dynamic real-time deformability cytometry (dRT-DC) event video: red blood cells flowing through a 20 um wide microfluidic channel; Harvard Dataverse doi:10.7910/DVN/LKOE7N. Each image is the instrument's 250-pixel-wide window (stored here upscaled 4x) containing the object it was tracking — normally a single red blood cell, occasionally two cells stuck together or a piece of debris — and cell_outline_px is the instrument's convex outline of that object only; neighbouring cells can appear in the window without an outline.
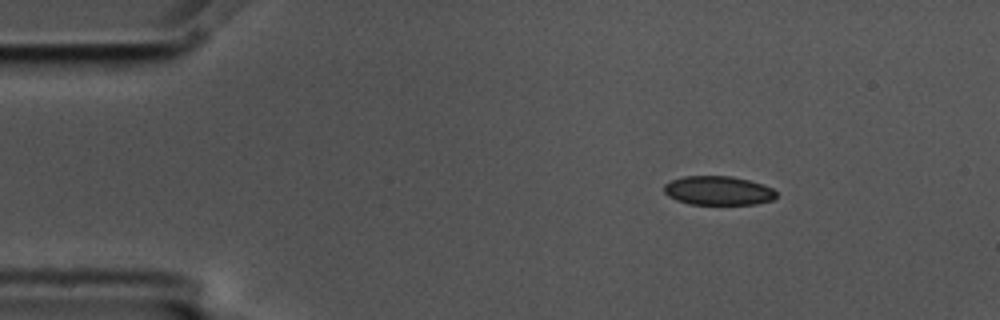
{"species": "common noctule bat (a hibernating species)", "species_latin": "Nyctalus noctula", "temperature_condition": "cold", "stored_images_in_passage": 4, "segment_of_instrument_passage": [1, 2], "camera_frame_rate_fps": 3000, "um_per_image_px": 0.085, "animal": {"sex": "male", "body_mass_g": 17.5, "forearm_length_mm": 52.3}, "frame": {"image": 1, "passage_image": 1, "time_ms": 0.0, "image_size_px": [1000, 320], "cell_outline_px": [[776, 196], [772, 200], [756, 204], [688, 204], [676, 200], [668, 196], [664, 192], [664, 184], [672, 180], [684, 176], [732, 176], [764, 184], [772, 188], [776, 192]], "centroid_in_image_um": [61.04, 16.2], "position_along_channel_um": 24.0, "area_um2": 19.02}}